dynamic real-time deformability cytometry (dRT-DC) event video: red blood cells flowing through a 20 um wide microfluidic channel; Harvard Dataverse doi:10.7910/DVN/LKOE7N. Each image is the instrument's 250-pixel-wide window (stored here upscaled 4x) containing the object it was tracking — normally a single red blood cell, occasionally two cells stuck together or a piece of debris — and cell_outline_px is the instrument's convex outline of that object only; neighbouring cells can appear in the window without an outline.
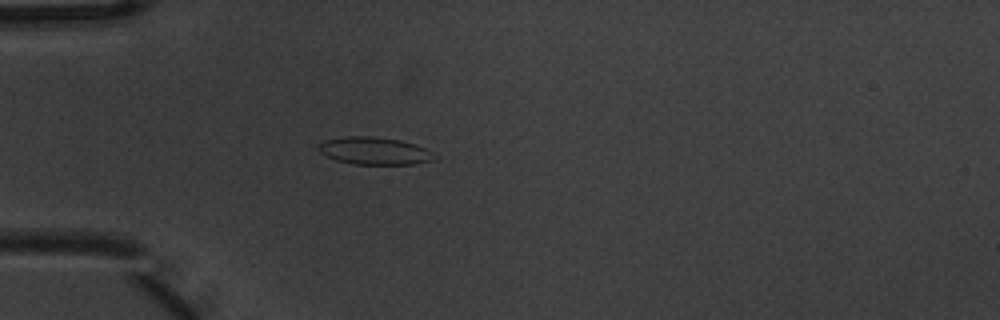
{"species": "common noctule bat (a hibernating species)", "species_latin": "Nyctalus noctula", "temperature_condition": "warm", "stored_images_in_passage": 2, "camera_frame_rate_fps": 3000, "um_per_image_px": 0.085, "animal": {"sex": "male", "body_mass_g": 20.1, "forearm_length_mm": 53.5}, "frame": {"image": 1, "passage_image": 2, "time_ms": 0.333, "image_size_px": [1000, 320], "cell_outline_px": [[432, 160], [416, 164], [356, 164], [336, 160], [320, 152], [320, 144], [324, 140], [348, 136], [372, 136], [400, 140], [424, 148], [432, 152]], "centroid_in_image_um": [31.81, 12.82], "position_along_channel_um": 53.2, "area_um2": 18.09}}